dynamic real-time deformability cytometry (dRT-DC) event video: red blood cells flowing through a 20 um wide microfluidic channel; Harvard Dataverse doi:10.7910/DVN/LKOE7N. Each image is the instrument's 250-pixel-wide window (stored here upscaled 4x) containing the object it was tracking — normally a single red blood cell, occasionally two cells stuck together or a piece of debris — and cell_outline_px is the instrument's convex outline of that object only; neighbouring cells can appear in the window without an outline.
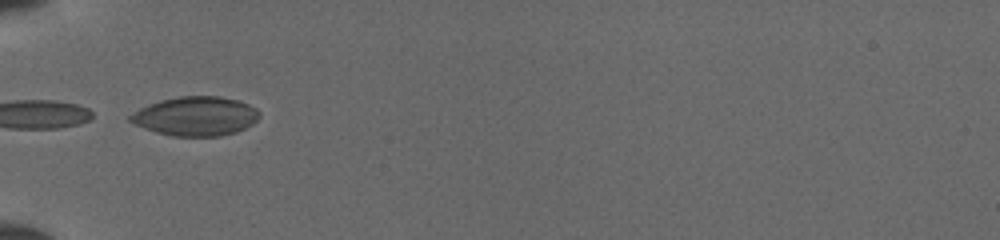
{"species": "common noctule bat (a hibernating species)", "species_latin": "Nyctalus noctula", "temperature_condition": "cold", "stored_images_in_passage": 2, "camera_frame_rate_fps": 3000, "um_per_image_px": 0.085, "animal": {"sex": "female", "body_mass_g": 19.5, "forearm_length_mm": 54.1}, "frame": {"image": 1, "passage_image": 1, "time_ms": 0.0, "image_size_px": [1000, 240], "cell_outline_px": [[260, 116], [252, 124], [236, 132], [220, 136], [172, 136], [156, 132], [144, 128], [128, 120], [128, 116], [140, 108], [148, 104], [160, 100], [180, 96], [220, 96], [236, 100], [248, 104], [256, 108], [260, 112]], "centroid_in_image_um": [16.63, 9.87], "position_along_channel_um": 68.4, "area_um2": 29.42}}